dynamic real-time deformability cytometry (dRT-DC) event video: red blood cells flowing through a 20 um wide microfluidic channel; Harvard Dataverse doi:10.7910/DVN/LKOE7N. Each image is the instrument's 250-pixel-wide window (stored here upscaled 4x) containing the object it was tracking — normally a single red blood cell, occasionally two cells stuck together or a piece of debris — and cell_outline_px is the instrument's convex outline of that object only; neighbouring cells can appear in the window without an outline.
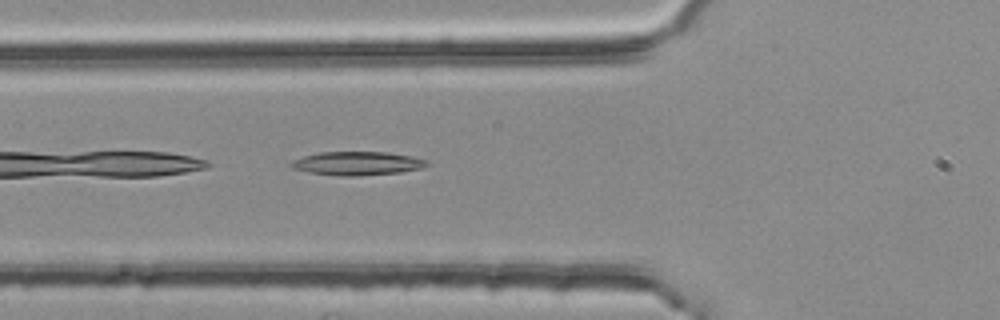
{"species": "common noctule bat (a hibernating species)", "species_latin": "Nyctalus noctula", "temperature_condition": "room temperature", "stored_images_in_passage": 37, "camera_frame_rate_fps": 3000, "um_per_image_px": 0.085, "animal": {"sex": "female", "body_mass_g": 25.1}, "frame": {"image": 1, "passage_image": 4, "time_ms": 1.0, "image_size_px": [1000, 320], "cell_outline_px": [[432, 164], [420, 168], [400, 172], [356, 176], [344, 176], [312, 172], [292, 168], [288, 164], [292, 160], [304, 156], [320, 152], [388, 152], [412, 156], [428, 160]], "centroid_in_image_um": [30.41, 13.88], "position_along_channel_um": 95.4, "area_um2": 18.61}}
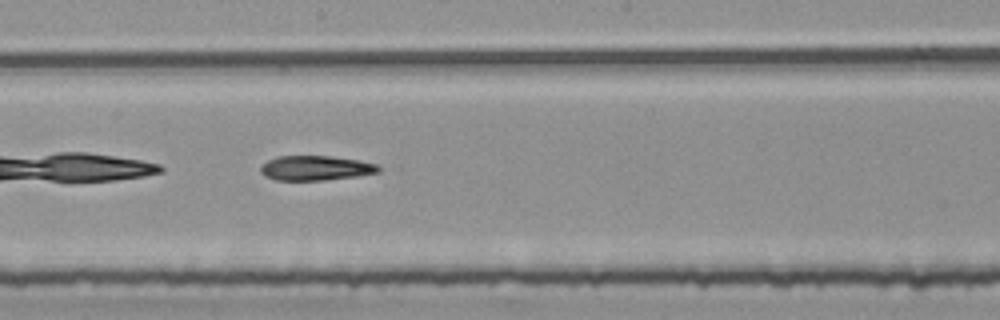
{"frame": {"image": 2, "passage_image": 14, "time_ms": 4.333, "image_size_px": [1000, 320], "cell_outline_px": [[380, 172], [356, 176], [324, 180], [276, 180], [264, 176], [260, 172], [260, 168], [268, 160], [276, 156], [328, 156], [356, 160], [376, 164], [380, 168]], "centroid_in_image_um": [26.79, 14.29], "position_along_channel_um": 221.4, "area_um2": 16.82}}
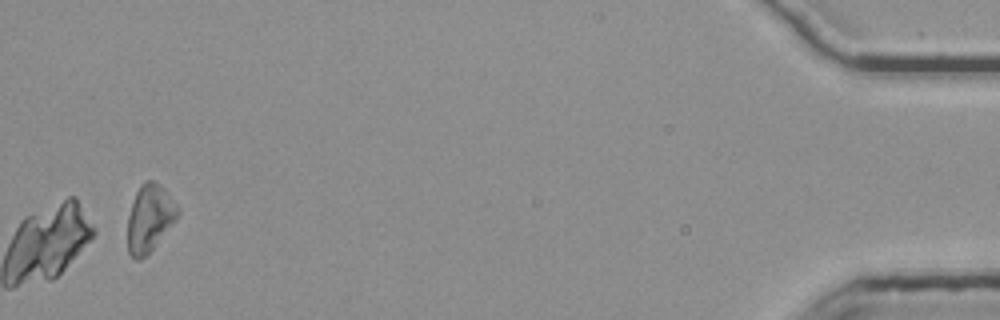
{"frame": {"image": 3, "passage_image": 37, "time_ms": 12.0, "image_size_px": [1000, 320], "cell_outline_px": [[180, 212], [176, 220], [152, 248], [140, 260], [136, 260], [128, 252], [128, 216], [136, 192], [140, 184], [144, 180], [156, 180], [164, 188], [180, 208]], "centroid_in_image_um": [12.73, 18.5], "position_along_channel_um": 422.5, "area_um2": 19.54}, "authors_computed_cell_mechanics": {"area_um2": 17.918, "velocity_mm_per_s": 3.762, "shape_relaxation_time_tau1_ms": 4.8126, "shape_relaxation_time_tau2_ms": null, "deformation_change_tau1": 0.1626, "deformation_change_tau2": null}}